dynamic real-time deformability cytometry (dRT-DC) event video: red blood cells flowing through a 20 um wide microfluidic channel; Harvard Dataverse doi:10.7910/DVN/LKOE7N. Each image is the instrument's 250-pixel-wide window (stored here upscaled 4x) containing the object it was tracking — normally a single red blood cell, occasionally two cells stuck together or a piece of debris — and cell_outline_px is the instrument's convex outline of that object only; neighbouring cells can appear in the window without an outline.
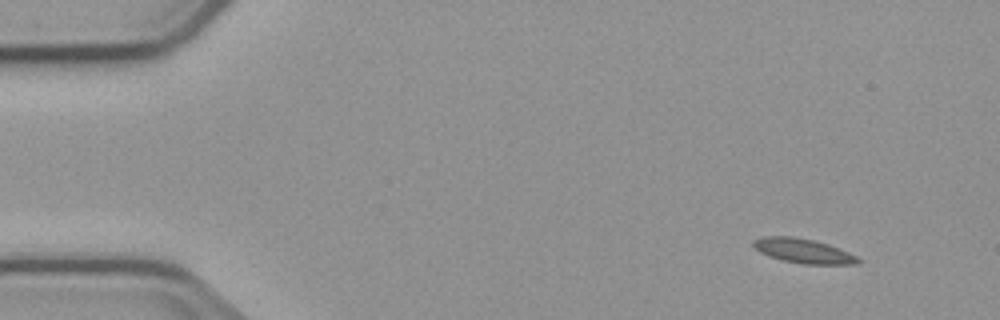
{"species": "common noctule bat (a hibernating species)", "species_latin": "Nyctalus noctula", "temperature_condition": "cold", "stored_images_in_passage": 5, "segment_of_instrument_passage": [1, 2], "camera_frame_rate_fps": 3000, "um_per_image_px": 0.085, "animal": {"sex": "male", "body_mass_g": 23.1, "forearm_length_mm": 52.7}, "frame": {"image": 1, "passage_image": 1, "time_ms": 0.0, "image_size_px": [1000, 320], "cell_outline_px": [[864, 260], [856, 264], [804, 264], [784, 260], [760, 252], [752, 244], [752, 240], [764, 236], [792, 236], [812, 240], [828, 244], [848, 252]], "centroid_in_image_um": [68.3, 21.32], "position_along_channel_um": 16.7, "area_um2": 14.74}}